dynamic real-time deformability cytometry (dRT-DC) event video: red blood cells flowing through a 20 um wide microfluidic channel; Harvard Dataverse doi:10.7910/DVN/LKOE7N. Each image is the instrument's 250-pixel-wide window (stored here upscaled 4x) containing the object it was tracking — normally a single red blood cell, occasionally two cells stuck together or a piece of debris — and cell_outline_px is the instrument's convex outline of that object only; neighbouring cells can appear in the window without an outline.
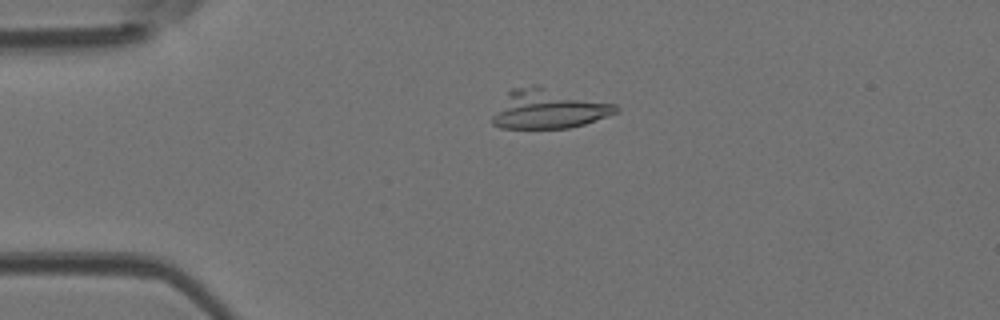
{"species": "Egyptian fruit bat (a non-hibernating species)", "species_latin": "Rousettus aegyptiacus", "temperature_condition": "room temperature", "stored_images_in_passage": 9, "camera_frame_rate_fps": 3000, "um_per_image_px": 0.085, "animal": {"sex": "female"}, "frame": {"image": 1, "passage_image": 4, "time_ms": 1.0, "image_size_px": [1000, 320], "cell_outline_px": [[620, 112], [584, 124], [568, 128], [500, 128], [492, 124], [492, 116], [508, 92], [512, 88], [540, 84], [616, 104], [620, 108]], "centroid_in_image_um": [46.66, 9.24], "position_along_channel_um": 38.3, "area_um2": 28.73}}
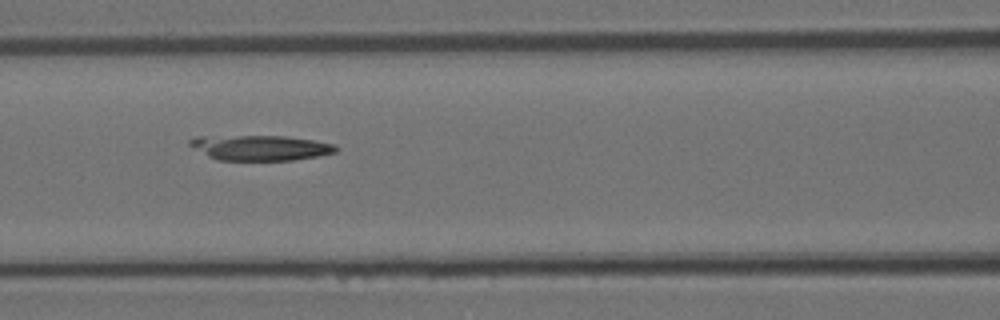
{"frame": {"image": 2, "passage_image": 7, "time_ms": 2.0, "image_size_px": [1000, 320], "cell_outline_px": [[336, 152], [316, 156], [292, 160], [216, 160], [192, 148], [188, 144], [188, 140], [196, 136], [284, 136], [312, 140], [336, 144]], "centroid_in_image_um": [22.06, 12.55], "position_along_channel_um": 144.5, "area_um2": 21.44}}
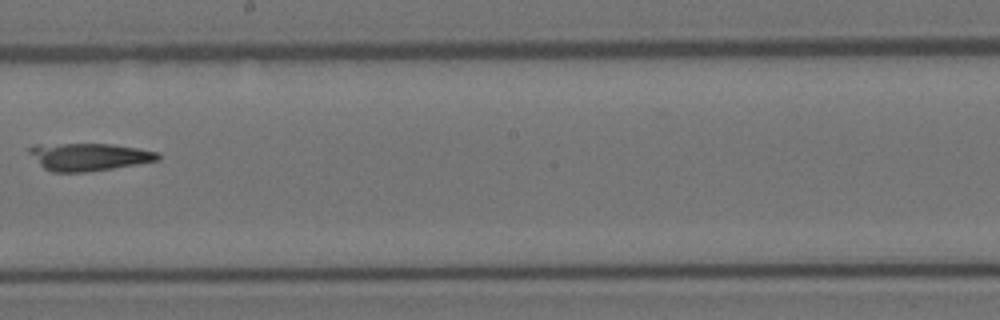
{"frame": {"image": 3, "passage_image": 9, "time_ms": 2.667, "image_size_px": [1000, 320], "cell_outline_px": [[160, 160], [112, 168], [84, 172], [52, 172], [44, 168], [28, 152], [28, 148], [36, 144], [112, 144], [160, 152]], "centroid_in_image_um": [7.56, 13.32], "position_along_channel_um": 240.6, "area_um2": 20.52}}